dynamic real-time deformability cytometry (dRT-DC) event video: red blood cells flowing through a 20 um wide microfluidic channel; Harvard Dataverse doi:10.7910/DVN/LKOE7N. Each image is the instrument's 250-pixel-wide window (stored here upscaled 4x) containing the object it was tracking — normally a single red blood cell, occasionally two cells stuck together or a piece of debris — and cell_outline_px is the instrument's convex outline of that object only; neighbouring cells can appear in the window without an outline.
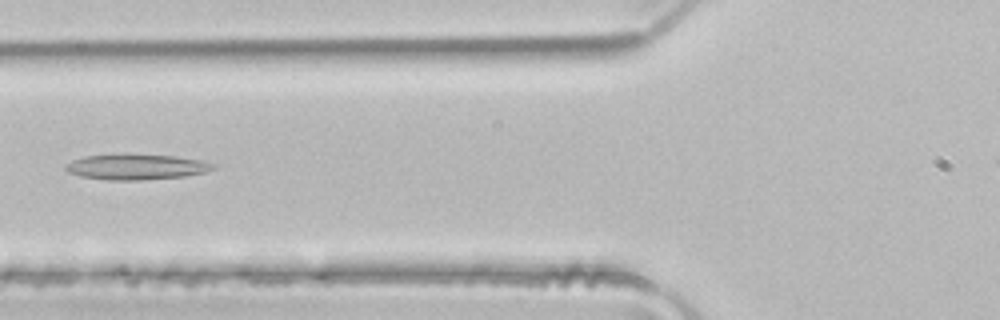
{"species": "common noctule bat (a hibernating species)", "species_latin": "Nyctalus noctula", "temperature_condition": "room temperature", "stored_images_in_passage": 5, "camera_frame_rate_fps": 3000, "um_per_image_px": 0.085, "animal": {"sex": "male", "body_mass_g": 21.5, "forearm_length_mm": 52.0}, "frame": {"image": 1, "passage_image": 5, "time_ms": 1.333, "image_size_px": [1000, 320], "cell_outline_px": [[216, 168], [208, 172], [184, 176], [140, 180], [108, 180], [80, 176], [68, 172], [64, 168], [64, 164], [72, 160], [84, 156], [172, 156], [200, 160], [216, 164]], "centroid_in_image_um": [11.6, 14.22], "position_along_channel_um": 114.2, "area_um2": 21.27}}